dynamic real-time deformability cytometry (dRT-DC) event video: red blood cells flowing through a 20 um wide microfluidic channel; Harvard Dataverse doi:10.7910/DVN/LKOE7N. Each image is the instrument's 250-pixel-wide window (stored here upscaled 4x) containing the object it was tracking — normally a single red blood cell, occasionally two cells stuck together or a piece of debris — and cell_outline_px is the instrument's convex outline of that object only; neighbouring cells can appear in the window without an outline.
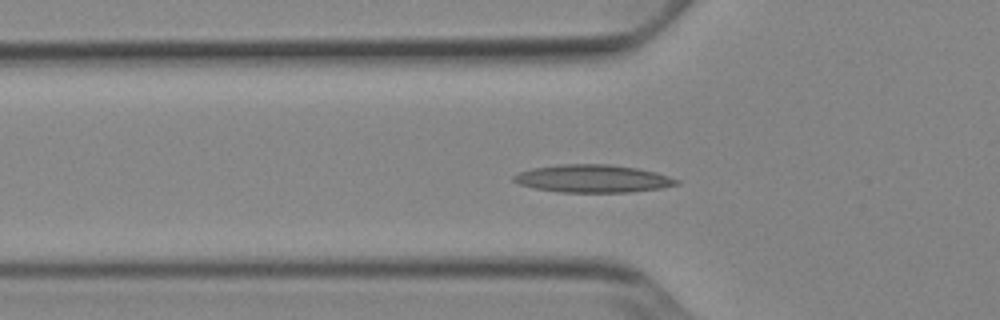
{"species": "Egyptian fruit bat (a non-hibernating species)", "species_latin": "Rousettus aegyptiacus", "temperature_condition": "cold", "stored_images_in_passage": 53, "camera_frame_rate_fps": 3000, "um_per_image_px": 0.085, "animal": {"sex": "female"}, "frame": {"image": 1, "passage_image": 18, "time_ms": 5.667, "image_size_px": [1000, 320], "cell_outline_px": [[680, 184], [660, 188], [628, 192], [560, 192], [532, 188], [520, 184], [512, 180], [512, 176], [520, 172], [532, 168], [556, 164], [608, 164], [636, 168], [656, 172], [680, 180]], "centroid_in_image_um": [50.37, 15.18], "position_along_channel_um": 75.4, "area_um2": 26.36}}
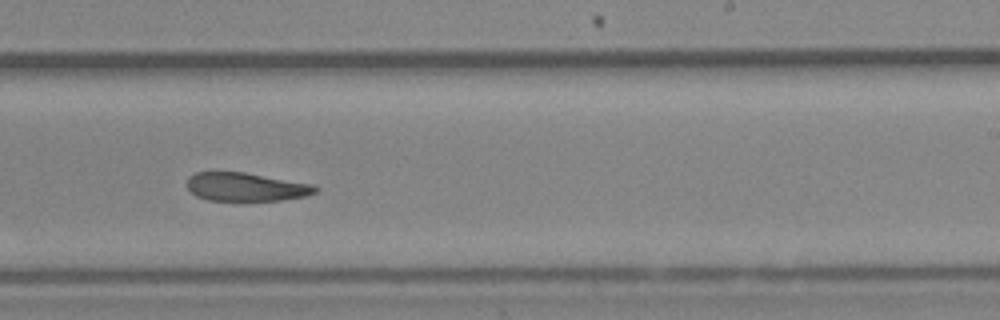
{"frame": {"image": 2, "passage_image": 33, "time_ms": 10.667, "image_size_px": [1000, 320], "cell_outline_px": [[320, 188], [316, 192], [304, 196], [280, 200], [208, 200], [196, 196], [188, 188], [188, 176], [196, 172], [244, 172], [312, 184]], "centroid_in_image_um": [20.9, 15.88], "position_along_channel_um": 268.1, "area_um2": 21.04}}
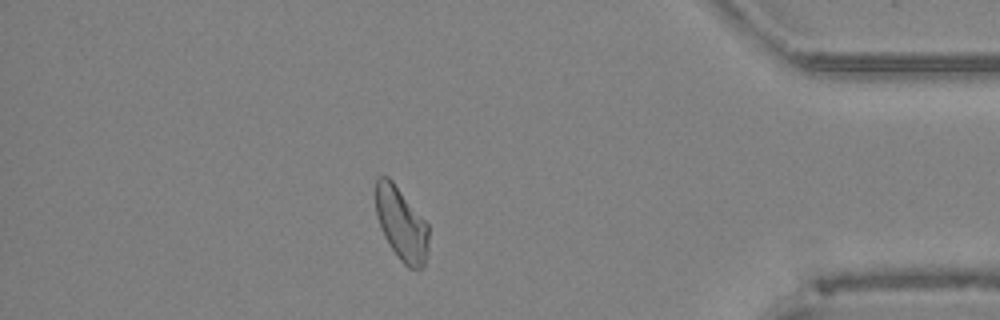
{"frame": {"image": 3, "passage_image": 46, "time_ms": 15.0, "image_size_px": [1000, 320], "cell_outline_px": [[428, 252], [424, 264], [420, 272], [408, 268], [400, 260], [384, 236], [380, 228], [376, 216], [376, 180], [380, 176], [388, 176], [392, 180], [428, 224]], "centroid_in_image_um": [34.13, 19.07], "position_along_channel_um": 401.1, "area_um2": 22.66}, "authors_computed_cell_mechanics": {"area_um2": 23.409, "velocity_mm_per_s": 3.8745, "shape_relaxation_time_tau1_ms": null, "shape_relaxation_time_tau2_ms": 6.9591, "deformation_change_tau1": null, "deformation_change_tau2": 0.1558}}